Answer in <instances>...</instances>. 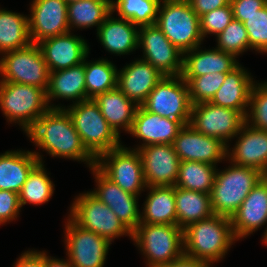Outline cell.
<instances>
[{"mask_svg":"<svg viewBox=\"0 0 267 267\" xmlns=\"http://www.w3.org/2000/svg\"><path fill=\"white\" fill-rule=\"evenodd\" d=\"M230 219L237 240L267 223V176L253 187Z\"/></svg>","mask_w":267,"mask_h":267,"instance_id":"20","label":"cell"},{"mask_svg":"<svg viewBox=\"0 0 267 267\" xmlns=\"http://www.w3.org/2000/svg\"><path fill=\"white\" fill-rule=\"evenodd\" d=\"M245 122L246 117L237 110L202 102L192 105L189 125L195 131L228 145L229 139L238 136Z\"/></svg>","mask_w":267,"mask_h":267,"instance_id":"12","label":"cell"},{"mask_svg":"<svg viewBox=\"0 0 267 267\" xmlns=\"http://www.w3.org/2000/svg\"><path fill=\"white\" fill-rule=\"evenodd\" d=\"M93 100L99 106L102 116L118 136L120 135L119 128L129 133L138 106L118 87L98 94Z\"/></svg>","mask_w":267,"mask_h":267,"instance_id":"29","label":"cell"},{"mask_svg":"<svg viewBox=\"0 0 267 267\" xmlns=\"http://www.w3.org/2000/svg\"><path fill=\"white\" fill-rule=\"evenodd\" d=\"M254 82L247 70L245 71L241 65H238L226 74L223 84L210 103L237 110L246 117V108L249 107L250 93Z\"/></svg>","mask_w":267,"mask_h":267,"instance_id":"24","label":"cell"},{"mask_svg":"<svg viewBox=\"0 0 267 267\" xmlns=\"http://www.w3.org/2000/svg\"><path fill=\"white\" fill-rule=\"evenodd\" d=\"M70 209L69 217L77 225L106 238L110 243L125 234L132 237V233L111 208L92 192L79 195Z\"/></svg>","mask_w":267,"mask_h":267,"instance_id":"9","label":"cell"},{"mask_svg":"<svg viewBox=\"0 0 267 267\" xmlns=\"http://www.w3.org/2000/svg\"><path fill=\"white\" fill-rule=\"evenodd\" d=\"M63 261L62 259H54L51 256H47L45 253V267H73L69 261Z\"/></svg>","mask_w":267,"mask_h":267,"instance_id":"48","label":"cell"},{"mask_svg":"<svg viewBox=\"0 0 267 267\" xmlns=\"http://www.w3.org/2000/svg\"><path fill=\"white\" fill-rule=\"evenodd\" d=\"M71 31L38 43L50 72L81 64L89 54V46Z\"/></svg>","mask_w":267,"mask_h":267,"instance_id":"19","label":"cell"},{"mask_svg":"<svg viewBox=\"0 0 267 267\" xmlns=\"http://www.w3.org/2000/svg\"><path fill=\"white\" fill-rule=\"evenodd\" d=\"M184 255L201 261H220L236 240L229 217L213 214L183 229Z\"/></svg>","mask_w":267,"mask_h":267,"instance_id":"2","label":"cell"},{"mask_svg":"<svg viewBox=\"0 0 267 267\" xmlns=\"http://www.w3.org/2000/svg\"><path fill=\"white\" fill-rule=\"evenodd\" d=\"M217 37V47L235 57L250 49L247 30L241 21L233 19Z\"/></svg>","mask_w":267,"mask_h":267,"instance_id":"39","label":"cell"},{"mask_svg":"<svg viewBox=\"0 0 267 267\" xmlns=\"http://www.w3.org/2000/svg\"><path fill=\"white\" fill-rule=\"evenodd\" d=\"M28 18L20 13L0 9V53L22 49L32 43Z\"/></svg>","mask_w":267,"mask_h":267,"instance_id":"32","label":"cell"},{"mask_svg":"<svg viewBox=\"0 0 267 267\" xmlns=\"http://www.w3.org/2000/svg\"><path fill=\"white\" fill-rule=\"evenodd\" d=\"M136 150L142 160L147 187L175 185L181 160L176 154L173 144L140 145Z\"/></svg>","mask_w":267,"mask_h":267,"instance_id":"15","label":"cell"},{"mask_svg":"<svg viewBox=\"0 0 267 267\" xmlns=\"http://www.w3.org/2000/svg\"><path fill=\"white\" fill-rule=\"evenodd\" d=\"M173 147L181 161H198L216 164L227 157L228 145L185 125L174 139Z\"/></svg>","mask_w":267,"mask_h":267,"instance_id":"17","label":"cell"},{"mask_svg":"<svg viewBox=\"0 0 267 267\" xmlns=\"http://www.w3.org/2000/svg\"><path fill=\"white\" fill-rule=\"evenodd\" d=\"M142 106L151 113L189 125L192 104L188 85L181 75L164 76Z\"/></svg>","mask_w":267,"mask_h":267,"instance_id":"10","label":"cell"},{"mask_svg":"<svg viewBox=\"0 0 267 267\" xmlns=\"http://www.w3.org/2000/svg\"><path fill=\"white\" fill-rule=\"evenodd\" d=\"M138 30V45L144 51L142 60L149 62L163 76L181 75L183 52L170 42L156 24L140 26Z\"/></svg>","mask_w":267,"mask_h":267,"instance_id":"14","label":"cell"},{"mask_svg":"<svg viewBox=\"0 0 267 267\" xmlns=\"http://www.w3.org/2000/svg\"><path fill=\"white\" fill-rule=\"evenodd\" d=\"M245 122L239 131L240 137L227 158L239 166L254 168L267 176V131L254 128Z\"/></svg>","mask_w":267,"mask_h":267,"instance_id":"21","label":"cell"},{"mask_svg":"<svg viewBox=\"0 0 267 267\" xmlns=\"http://www.w3.org/2000/svg\"><path fill=\"white\" fill-rule=\"evenodd\" d=\"M250 49L267 53V4L243 22Z\"/></svg>","mask_w":267,"mask_h":267,"instance_id":"41","label":"cell"},{"mask_svg":"<svg viewBox=\"0 0 267 267\" xmlns=\"http://www.w3.org/2000/svg\"><path fill=\"white\" fill-rule=\"evenodd\" d=\"M131 238L147 257L148 267H162L184 256L183 229L178 225L140 223Z\"/></svg>","mask_w":267,"mask_h":267,"instance_id":"5","label":"cell"},{"mask_svg":"<svg viewBox=\"0 0 267 267\" xmlns=\"http://www.w3.org/2000/svg\"><path fill=\"white\" fill-rule=\"evenodd\" d=\"M65 242L73 267H103L110 242L96 233L85 230L70 217L65 225Z\"/></svg>","mask_w":267,"mask_h":267,"instance_id":"13","label":"cell"},{"mask_svg":"<svg viewBox=\"0 0 267 267\" xmlns=\"http://www.w3.org/2000/svg\"><path fill=\"white\" fill-rule=\"evenodd\" d=\"M249 106L251 110L247 111L246 122H250L254 128L267 131V82L253 84Z\"/></svg>","mask_w":267,"mask_h":267,"instance_id":"40","label":"cell"},{"mask_svg":"<svg viewBox=\"0 0 267 267\" xmlns=\"http://www.w3.org/2000/svg\"><path fill=\"white\" fill-rule=\"evenodd\" d=\"M216 166L198 161H181L175 187L211 194Z\"/></svg>","mask_w":267,"mask_h":267,"instance_id":"34","label":"cell"},{"mask_svg":"<svg viewBox=\"0 0 267 267\" xmlns=\"http://www.w3.org/2000/svg\"><path fill=\"white\" fill-rule=\"evenodd\" d=\"M65 109L87 151L97 159L121 146L120 136L109 126L93 99H86Z\"/></svg>","mask_w":267,"mask_h":267,"instance_id":"4","label":"cell"},{"mask_svg":"<svg viewBox=\"0 0 267 267\" xmlns=\"http://www.w3.org/2000/svg\"><path fill=\"white\" fill-rule=\"evenodd\" d=\"M211 263L183 256L162 267H210Z\"/></svg>","mask_w":267,"mask_h":267,"instance_id":"47","label":"cell"},{"mask_svg":"<svg viewBox=\"0 0 267 267\" xmlns=\"http://www.w3.org/2000/svg\"><path fill=\"white\" fill-rule=\"evenodd\" d=\"M14 267H45V252L27 251L21 254Z\"/></svg>","mask_w":267,"mask_h":267,"instance_id":"46","label":"cell"},{"mask_svg":"<svg viewBox=\"0 0 267 267\" xmlns=\"http://www.w3.org/2000/svg\"><path fill=\"white\" fill-rule=\"evenodd\" d=\"M95 166L123 191L138 196L147 188L142 160L136 149L129 150L121 145L101 154Z\"/></svg>","mask_w":267,"mask_h":267,"instance_id":"11","label":"cell"},{"mask_svg":"<svg viewBox=\"0 0 267 267\" xmlns=\"http://www.w3.org/2000/svg\"><path fill=\"white\" fill-rule=\"evenodd\" d=\"M76 66L50 72L46 90V100L49 106L52 98L70 99L74 104L87 99L85 85V61Z\"/></svg>","mask_w":267,"mask_h":267,"instance_id":"28","label":"cell"},{"mask_svg":"<svg viewBox=\"0 0 267 267\" xmlns=\"http://www.w3.org/2000/svg\"><path fill=\"white\" fill-rule=\"evenodd\" d=\"M54 184L48 177L43 162H38L29 172L26 182L19 193V203L43 204L52 197Z\"/></svg>","mask_w":267,"mask_h":267,"instance_id":"36","label":"cell"},{"mask_svg":"<svg viewBox=\"0 0 267 267\" xmlns=\"http://www.w3.org/2000/svg\"><path fill=\"white\" fill-rule=\"evenodd\" d=\"M67 2V4L71 3V2H75V1H79V0H65Z\"/></svg>","mask_w":267,"mask_h":267,"instance_id":"50","label":"cell"},{"mask_svg":"<svg viewBox=\"0 0 267 267\" xmlns=\"http://www.w3.org/2000/svg\"><path fill=\"white\" fill-rule=\"evenodd\" d=\"M263 241L265 244H267V229L264 232Z\"/></svg>","mask_w":267,"mask_h":267,"instance_id":"49","label":"cell"},{"mask_svg":"<svg viewBox=\"0 0 267 267\" xmlns=\"http://www.w3.org/2000/svg\"><path fill=\"white\" fill-rule=\"evenodd\" d=\"M20 209L18 193L0 190V225L17 218Z\"/></svg>","mask_w":267,"mask_h":267,"instance_id":"43","label":"cell"},{"mask_svg":"<svg viewBox=\"0 0 267 267\" xmlns=\"http://www.w3.org/2000/svg\"><path fill=\"white\" fill-rule=\"evenodd\" d=\"M163 77L149 62L135 60L118 71L117 87L137 106H142Z\"/></svg>","mask_w":267,"mask_h":267,"instance_id":"22","label":"cell"},{"mask_svg":"<svg viewBox=\"0 0 267 267\" xmlns=\"http://www.w3.org/2000/svg\"><path fill=\"white\" fill-rule=\"evenodd\" d=\"M67 7L65 0H33L28 18L31 42L38 44L69 32Z\"/></svg>","mask_w":267,"mask_h":267,"instance_id":"16","label":"cell"},{"mask_svg":"<svg viewBox=\"0 0 267 267\" xmlns=\"http://www.w3.org/2000/svg\"><path fill=\"white\" fill-rule=\"evenodd\" d=\"M184 125L175 119L161 117L138 106L132 127L129 131L133 136L142 139V146L151 144H173Z\"/></svg>","mask_w":267,"mask_h":267,"instance_id":"23","label":"cell"},{"mask_svg":"<svg viewBox=\"0 0 267 267\" xmlns=\"http://www.w3.org/2000/svg\"><path fill=\"white\" fill-rule=\"evenodd\" d=\"M264 177L259 170L234 163L226 170L216 171L210 194L213 213L231 218L253 187Z\"/></svg>","mask_w":267,"mask_h":267,"instance_id":"3","label":"cell"},{"mask_svg":"<svg viewBox=\"0 0 267 267\" xmlns=\"http://www.w3.org/2000/svg\"><path fill=\"white\" fill-rule=\"evenodd\" d=\"M0 108L8 121L19 123L25 133L49 108L64 109L58 105L48 106L42 88L12 82H0Z\"/></svg>","mask_w":267,"mask_h":267,"instance_id":"7","label":"cell"},{"mask_svg":"<svg viewBox=\"0 0 267 267\" xmlns=\"http://www.w3.org/2000/svg\"><path fill=\"white\" fill-rule=\"evenodd\" d=\"M97 190L91 191L103 203L108 205L120 221L132 233L140 224L138 196L123 191L117 184L106 177L96 166L91 167Z\"/></svg>","mask_w":267,"mask_h":267,"instance_id":"18","label":"cell"},{"mask_svg":"<svg viewBox=\"0 0 267 267\" xmlns=\"http://www.w3.org/2000/svg\"><path fill=\"white\" fill-rule=\"evenodd\" d=\"M155 24L183 53L200 47V17L187 0H161ZM162 5V6H161Z\"/></svg>","mask_w":267,"mask_h":267,"instance_id":"6","label":"cell"},{"mask_svg":"<svg viewBox=\"0 0 267 267\" xmlns=\"http://www.w3.org/2000/svg\"><path fill=\"white\" fill-rule=\"evenodd\" d=\"M111 2L112 0H79L69 3L67 15L70 30L74 26L75 28L98 26V30L112 12Z\"/></svg>","mask_w":267,"mask_h":267,"instance_id":"33","label":"cell"},{"mask_svg":"<svg viewBox=\"0 0 267 267\" xmlns=\"http://www.w3.org/2000/svg\"><path fill=\"white\" fill-rule=\"evenodd\" d=\"M161 0H112V12L117 10L120 18L127 19L140 26L153 25L156 22Z\"/></svg>","mask_w":267,"mask_h":267,"instance_id":"37","label":"cell"},{"mask_svg":"<svg viewBox=\"0 0 267 267\" xmlns=\"http://www.w3.org/2000/svg\"><path fill=\"white\" fill-rule=\"evenodd\" d=\"M0 59V82H12L42 88L45 92L50 71L38 44L3 53Z\"/></svg>","mask_w":267,"mask_h":267,"instance_id":"8","label":"cell"},{"mask_svg":"<svg viewBox=\"0 0 267 267\" xmlns=\"http://www.w3.org/2000/svg\"><path fill=\"white\" fill-rule=\"evenodd\" d=\"M111 12L97 30V36L103 47L118 55H124L136 50L139 39L137 25L123 18L115 19Z\"/></svg>","mask_w":267,"mask_h":267,"instance_id":"26","label":"cell"},{"mask_svg":"<svg viewBox=\"0 0 267 267\" xmlns=\"http://www.w3.org/2000/svg\"><path fill=\"white\" fill-rule=\"evenodd\" d=\"M267 4V0H231L235 20L242 23Z\"/></svg>","mask_w":267,"mask_h":267,"instance_id":"44","label":"cell"},{"mask_svg":"<svg viewBox=\"0 0 267 267\" xmlns=\"http://www.w3.org/2000/svg\"><path fill=\"white\" fill-rule=\"evenodd\" d=\"M227 73H208L197 77H182L189 89L192 105L210 102L223 84Z\"/></svg>","mask_w":267,"mask_h":267,"instance_id":"38","label":"cell"},{"mask_svg":"<svg viewBox=\"0 0 267 267\" xmlns=\"http://www.w3.org/2000/svg\"><path fill=\"white\" fill-rule=\"evenodd\" d=\"M27 135L53 157L85 161L89 168L96 165V159L83 145L65 108H49L38 118Z\"/></svg>","mask_w":267,"mask_h":267,"instance_id":"1","label":"cell"},{"mask_svg":"<svg viewBox=\"0 0 267 267\" xmlns=\"http://www.w3.org/2000/svg\"><path fill=\"white\" fill-rule=\"evenodd\" d=\"M193 11L201 17L202 15L230 4L231 0H187Z\"/></svg>","mask_w":267,"mask_h":267,"instance_id":"45","label":"cell"},{"mask_svg":"<svg viewBox=\"0 0 267 267\" xmlns=\"http://www.w3.org/2000/svg\"><path fill=\"white\" fill-rule=\"evenodd\" d=\"M198 48L183 53L182 77H197L215 72L229 73L239 65L233 54L218 48L204 51Z\"/></svg>","mask_w":267,"mask_h":267,"instance_id":"25","label":"cell"},{"mask_svg":"<svg viewBox=\"0 0 267 267\" xmlns=\"http://www.w3.org/2000/svg\"><path fill=\"white\" fill-rule=\"evenodd\" d=\"M177 225L184 229L187 225L211 217V195L175 187Z\"/></svg>","mask_w":267,"mask_h":267,"instance_id":"31","label":"cell"},{"mask_svg":"<svg viewBox=\"0 0 267 267\" xmlns=\"http://www.w3.org/2000/svg\"><path fill=\"white\" fill-rule=\"evenodd\" d=\"M233 19L230 4L202 15L200 17V32L203 39L208 34L219 35Z\"/></svg>","mask_w":267,"mask_h":267,"instance_id":"42","label":"cell"},{"mask_svg":"<svg viewBox=\"0 0 267 267\" xmlns=\"http://www.w3.org/2000/svg\"><path fill=\"white\" fill-rule=\"evenodd\" d=\"M118 70L106 59L85 62V85L87 99L117 88Z\"/></svg>","mask_w":267,"mask_h":267,"instance_id":"35","label":"cell"},{"mask_svg":"<svg viewBox=\"0 0 267 267\" xmlns=\"http://www.w3.org/2000/svg\"><path fill=\"white\" fill-rule=\"evenodd\" d=\"M42 157L31 151H6L0 155V190L20 193L29 172Z\"/></svg>","mask_w":267,"mask_h":267,"instance_id":"27","label":"cell"},{"mask_svg":"<svg viewBox=\"0 0 267 267\" xmlns=\"http://www.w3.org/2000/svg\"><path fill=\"white\" fill-rule=\"evenodd\" d=\"M140 223L177 225L175 186H149ZM144 214V215H143Z\"/></svg>","mask_w":267,"mask_h":267,"instance_id":"30","label":"cell"}]
</instances>
